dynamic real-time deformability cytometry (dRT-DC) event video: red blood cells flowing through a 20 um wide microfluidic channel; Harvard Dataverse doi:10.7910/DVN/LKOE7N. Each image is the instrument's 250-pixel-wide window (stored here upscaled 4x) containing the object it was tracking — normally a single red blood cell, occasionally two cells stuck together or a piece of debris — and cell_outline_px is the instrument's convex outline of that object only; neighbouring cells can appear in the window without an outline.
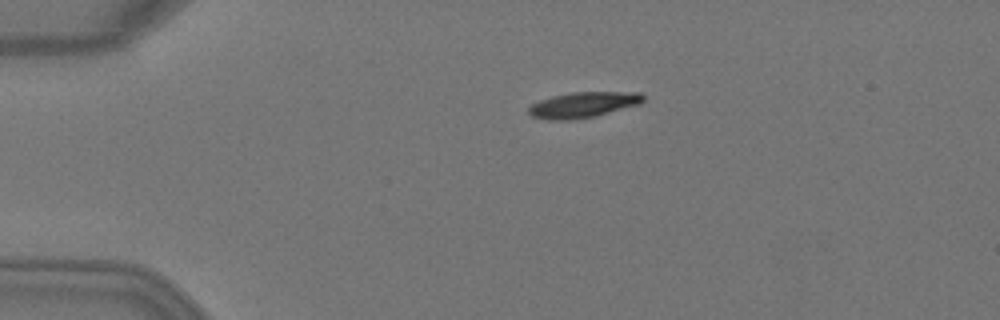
{"species": "Egyptian fruit bat (a non-hibernating species)", "species_latin": "Rousettus aegyptiacus", "temperature_condition": "warm", "stored_images_in_passage": 4, "camera_frame_rate_fps": 3000, "um_per_image_px": 0.085, "animal": {"sex": "female"}, "frame": {"image": 1, "passage_image": 3, "time_ms": 0.667, "image_size_px": [1000, 320], "cell_outline_px": [[644, 100], [640, 104], [596, 116], [572, 120], [548, 120], [532, 116], [528, 112], [528, 108], [532, 104], [540, 100], [552, 96], [572, 92], [640, 92], [644, 96]], "centroid_in_image_um": [49.58, 8.91], "position_along_channel_um": 35.4, "area_um2": 17.17}}
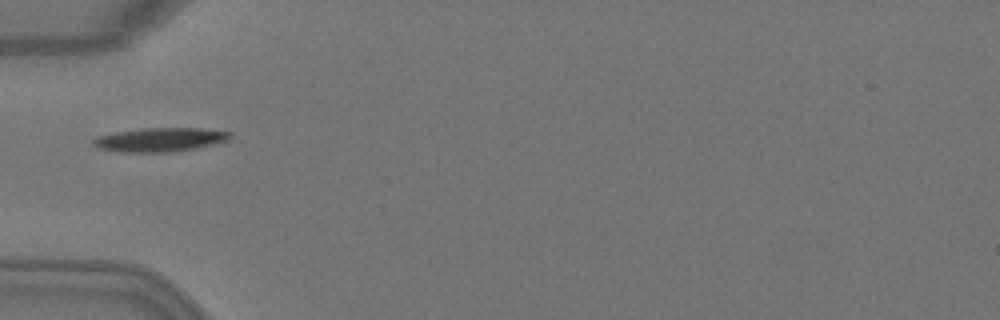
{"frame": {"image": 2, "passage_image": 4, "time_ms": 1.0, "image_size_px": [1000, 320], "cell_outline_px": [[232, 136], [228, 140], [196, 148], [172, 152], [116, 152], [96, 148], [92, 144], [92, 140], [96, 136], [116, 132], [144, 128], [204, 128], [232, 132]], "centroid_in_image_um": [13.57, 11.87], "position_along_channel_um": 71.4, "area_um2": 19.25}}